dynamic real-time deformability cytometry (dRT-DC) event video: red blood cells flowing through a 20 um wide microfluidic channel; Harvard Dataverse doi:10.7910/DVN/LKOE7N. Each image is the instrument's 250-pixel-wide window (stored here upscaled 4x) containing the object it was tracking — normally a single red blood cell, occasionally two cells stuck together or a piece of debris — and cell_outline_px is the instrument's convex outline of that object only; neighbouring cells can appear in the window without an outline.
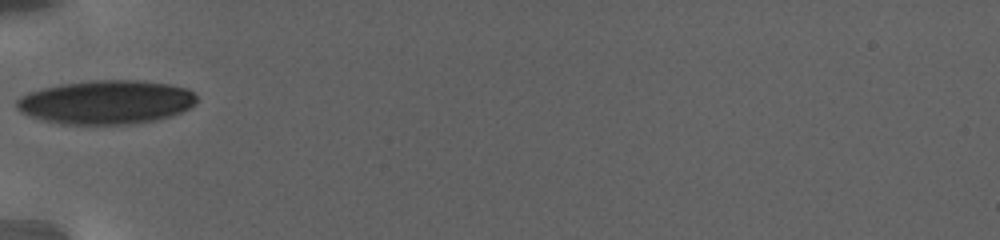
{"species": "human", "species_latin": "Homo sapiens", "temperature_condition": "warm", "stored_images_in_passage": 36, "camera_frame_rate_fps": 3000, "um_per_image_px": 0.085, "donor": {"sex": "female"}, "frame": {"image": 1, "passage_image": 1, "time_ms": 0.0, "image_size_px": [1000, 240], "cell_outline_px": [[196, 104], [172, 116], [156, 120], [128, 124], [60, 124], [44, 120], [20, 112], [16, 108], [16, 100], [20, 96], [28, 92], [60, 84], [88, 80], [140, 80], [168, 84], [188, 88], [196, 96]], "centroid_in_image_um": [9.02, 8.68], "position_along_channel_um": 76.0, "area_um2": 46.12}}
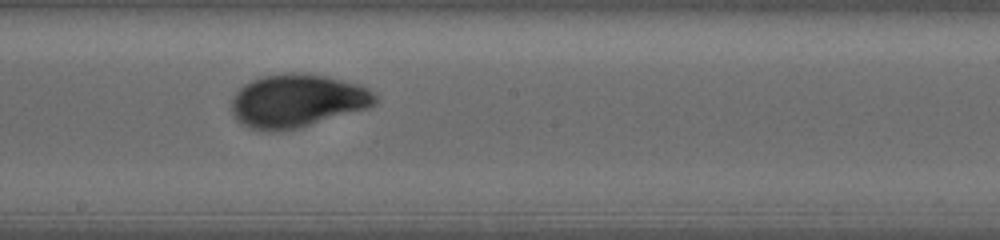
{"frame": {"image": 2, "passage_image": 15, "time_ms": 5.333, "image_size_px": [1000, 240], "cell_outline_px": [[376, 104], [368, 108], [300, 128], [280, 132], [268, 132], [248, 128], [236, 120], [232, 112], [232, 96], [244, 84], [252, 80], [264, 76], [292, 72], [328, 76], [344, 80], [368, 88], [376, 96]], "centroid_in_image_um": [25.24, 8.59], "position_along_channel_um": 223.0, "area_um2": 44.8}}
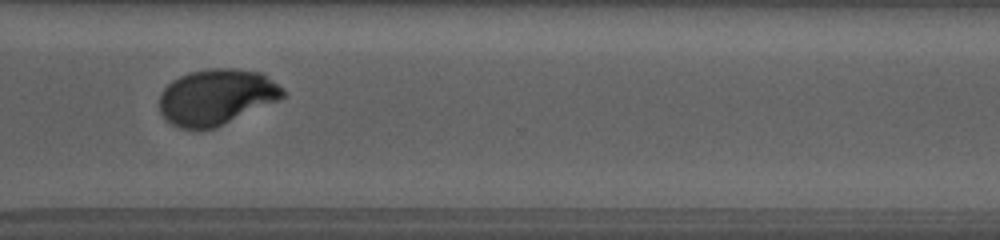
{"frame": {"image": 3, "passage_image": 27, "time_ms": 10.0, "image_size_px": [1000, 240], "cell_outline_px": [[284, 96], [276, 100], [216, 128], [180, 128], [164, 120], [160, 112], [160, 92], [172, 80], [188, 72], [212, 68], [236, 68], [264, 72], [284, 88]], "centroid_in_image_um": [18.38, 8.21], "position_along_channel_um": 352.2, "area_um2": 40.17}, "authors_computed_cell_mechanics": {"area_um2": 42.8876, "velocity_mm_per_s": 2.7697, "shape_relaxation_time_tau1_ms": 7.3919, "shape_relaxation_time_tau2_ms": null, "deformation_change_tau1": 0.2191, "deformation_change_tau2": null}}